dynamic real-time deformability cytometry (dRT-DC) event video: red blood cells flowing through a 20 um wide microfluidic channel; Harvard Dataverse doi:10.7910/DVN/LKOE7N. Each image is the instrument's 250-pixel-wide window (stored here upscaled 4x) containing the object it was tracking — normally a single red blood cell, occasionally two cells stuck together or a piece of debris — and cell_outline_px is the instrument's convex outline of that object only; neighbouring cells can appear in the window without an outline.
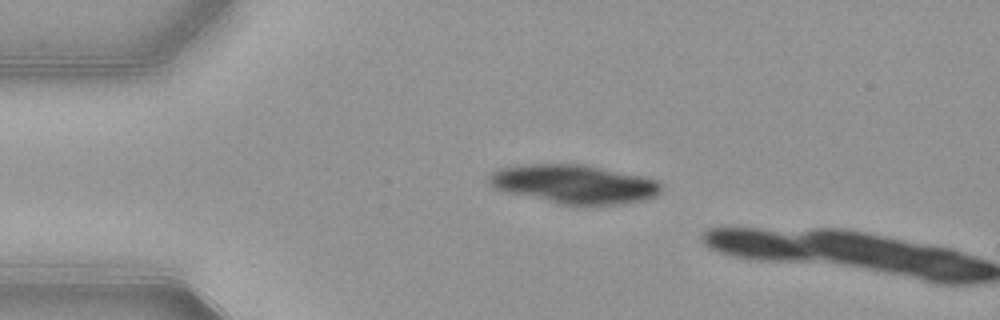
{"species": "common noctule bat (a hibernating species)", "species_latin": "Nyctalus noctula", "temperature_condition": "warm", "stored_images_in_passage": 2, "camera_frame_rate_fps": 3000, "um_per_image_px": 0.085, "animal": {"sex": "female", "body_mass_g": 21.9}, "frame": {"image": 1, "passage_image": 1, "time_ms": 0.0, "image_size_px": [1000, 320], "cell_outline_px": [[660, 192], [656, 196], [648, 200], [624, 204], [564, 204], [504, 192], [492, 188], [488, 184], [488, 176], [496, 168], [524, 164], [584, 164], [648, 176], [660, 180]], "centroid_in_image_um": [48.82, 15.63], "position_along_channel_um": 36.2, "area_um2": 39.54}}